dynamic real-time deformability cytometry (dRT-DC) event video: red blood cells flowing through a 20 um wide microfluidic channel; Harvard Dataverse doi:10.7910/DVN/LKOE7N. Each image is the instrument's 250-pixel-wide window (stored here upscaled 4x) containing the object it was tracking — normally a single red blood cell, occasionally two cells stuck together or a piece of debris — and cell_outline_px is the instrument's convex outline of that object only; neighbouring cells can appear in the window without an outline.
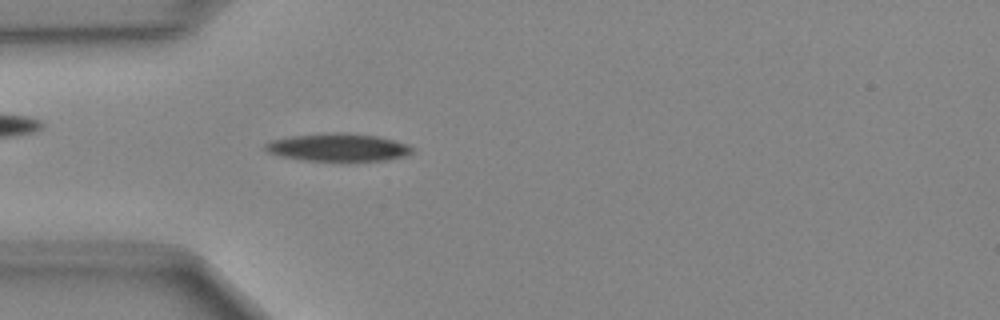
{"species": "Egyptian fruit bat (a non-hibernating species)", "species_latin": "Rousettus aegyptiacus", "temperature_condition": "cold", "stored_images_in_passage": 48, "camera_frame_rate_fps": 3000, "um_per_image_px": 0.085, "animal": {"sex": "female"}, "frame": {"image": 1, "passage_image": 13, "time_ms": 4.0, "image_size_px": [1000, 320], "cell_outline_px": [[412, 152], [408, 156], [384, 160], [304, 160], [280, 156], [268, 152], [264, 148], [264, 144], [272, 140], [292, 136], [336, 132], [344, 132], [376, 136], [392, 140], [404, 144], [412, 148]], "centroid_in_image_um": [28.71, 12.52], "position_along_channel_um": 56.3, "area_um2": 23.35}}
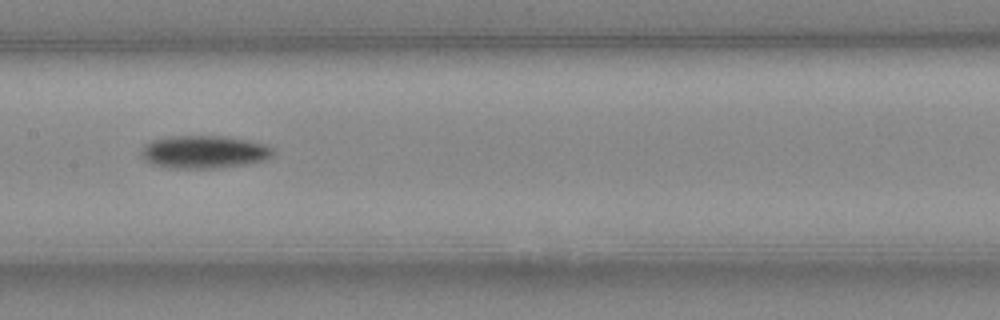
{"frame": {"image": 2, "passage_image": 23, "time_ms": 7.333, "image_size_px": [1000, 320], "cell_outline_px": [[272, 156], [264, 160], [248, 164], [220, 168], [172, 168], [152, 164], [140, 152], [144, 144], [152, 140], [168, 136], [224, 136], [248, 140], [264, 144], [272, 148]], "centroid_in_image_um": [17.35, 12.91], "position_along_channel_um": 190.0, "area_um2": 25.14}}
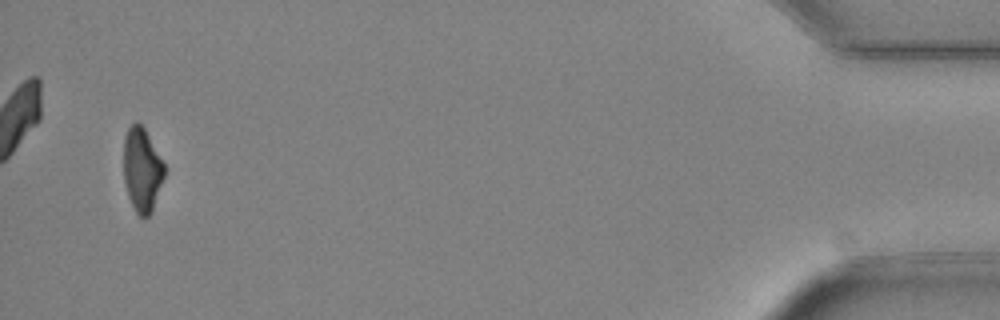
{"frame": {"image": 3, "passage_image": 46, "time_ms": 15.0, "image_size_px": [1000, 320], "cell_outline_px": [[164, 176], [152, 212], [148, 216], [140, 216], [136, 212], [128, 196], [124, 180], [124, 136], [128, 128], [136, 120], [144, 128], [164, 164]], "centroid_in_image_um": [12.06, 14.42], "position_along_channel_um": 423.1, "area_um2": 19.65}}